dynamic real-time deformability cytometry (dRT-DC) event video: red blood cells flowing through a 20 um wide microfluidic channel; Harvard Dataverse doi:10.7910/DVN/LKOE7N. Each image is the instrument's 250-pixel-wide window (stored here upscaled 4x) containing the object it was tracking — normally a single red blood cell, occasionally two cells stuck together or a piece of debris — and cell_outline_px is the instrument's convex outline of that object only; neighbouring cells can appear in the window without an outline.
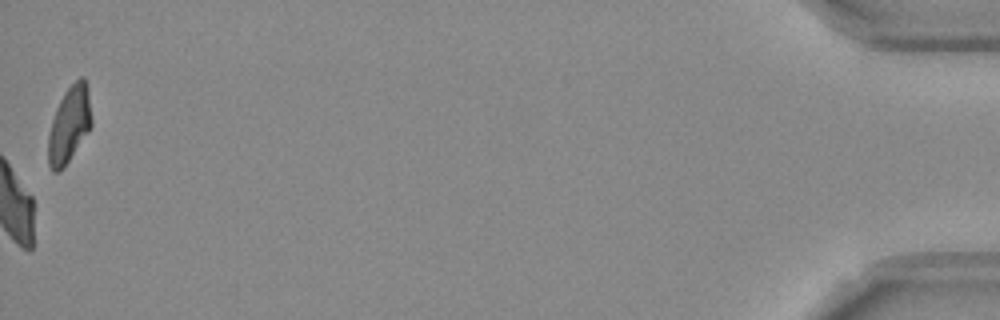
{"species": "Egyptian fruit bat (a non-hibernating species)", "species_latin": "Rousettus aegyptiacus", "temperature_condition": "room temperature", "stored_images_in_passage": 54, "camera_frame_rate_fps": 3000, "um_per_image_px": 0.085, "frame": {"image": 1, "passage_image": 54, "time_ms": 17.667, "image_size_px": [1000, 320], "cell_outline_px": [[92, 124], [88, 132], [68, 160], [56, 172], [52, 172], [48, 164], [48, 136], [52, 120], [56, 108], [64, 92], [80, 76], [84, 76], [88, 88], [92, 120]], "centroid_in_image_um": [5.89, 10.54], "position_along_channel_um": 429.3, "area_um2": 18.96}, "authors_computed_cell_mechanics": {"area_um2": 23.1778, "velocity_mm_per_s": 3.7352, "shape_relaxation_time_tau1_ms": 9.3218, "shape_relaxation_time_tau2_ms": 6.8995, "deformation_change_tau1": 0.2722, "deformation_change_tau2": 0.1737}}